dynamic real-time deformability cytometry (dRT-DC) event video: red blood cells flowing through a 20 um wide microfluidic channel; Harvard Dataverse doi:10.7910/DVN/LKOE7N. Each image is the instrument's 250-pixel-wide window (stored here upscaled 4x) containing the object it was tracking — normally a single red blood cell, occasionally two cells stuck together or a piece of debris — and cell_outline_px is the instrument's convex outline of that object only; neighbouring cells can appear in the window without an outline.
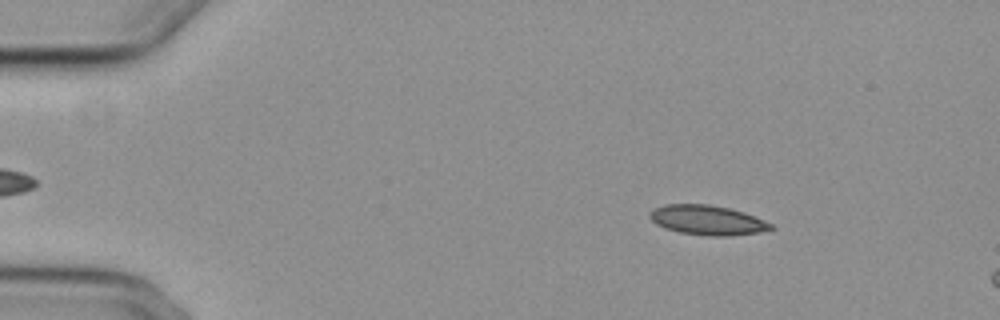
{"species": "common noctule bat (a hibernating species)", "species_latin": "Nyctalus noctula", "temperature_condition": "cold", "stored_images_in_passage": 2, "camera_frame_rate_fps": 3000, "um_per_image_px": 0.085, "animal": {"sex": "female", "body_mass_g": 29.2, "forearm_length_mm": 56.3}, "frame": {"image": 1, "passage_image": 1, "time_ms": 0.0, "image_size_px": [1000, 320], "cell_outline_px": [[776, 228], [760, 232], [728, 236], [708, 236], [680, 232], [664, 228], [656, 224], [648, 216], [648, 212], [652, 208], [664, 204], [708, 204], [728, 208], [744, 212], [764, 220], [772, 224]], "centroid_in_image_um": [60.1, 18.7], "position_along_channel_um": 24.9, "area_um2": 21.1}}